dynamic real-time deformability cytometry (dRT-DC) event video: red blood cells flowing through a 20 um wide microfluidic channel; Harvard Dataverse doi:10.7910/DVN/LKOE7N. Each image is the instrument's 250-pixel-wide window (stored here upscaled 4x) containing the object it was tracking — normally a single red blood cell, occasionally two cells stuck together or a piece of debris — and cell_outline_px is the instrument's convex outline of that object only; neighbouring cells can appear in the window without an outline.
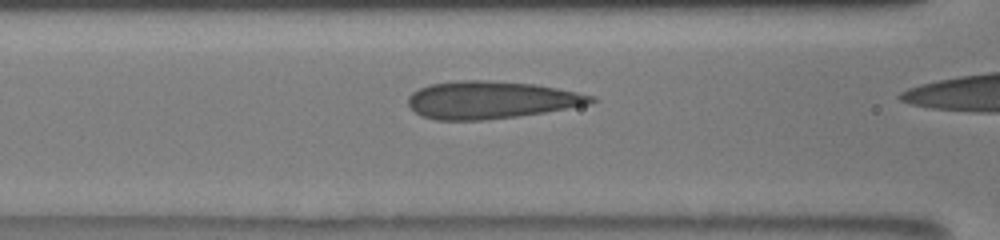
{"species": "human", "species_latin": "Homo sapiens", "temperature_condition": "room temperature", "stored_images_in_passage": 7, "camera_frame_rate_fps": 3000, "um_per_image_px": 0.085, "donor": {"sex": "male"}, "frame": {"image": 1, "passage_image": 5, "time_ms": 1.667, "image_size_px": [1000, 240], "cell_outline_px": [[596, 100], [588, 104], [544, 112], [516, 116], [484, 120], [436, 120], [420, 116], [408, 104], [408, 96], [412, 92], [428, 84], [456, 80], [488, 80], [536, 84], [576, 92], [592, 96]], "centroid_in_image_um": [41.66, 8.49], "position_along_channel_um": 124.9, "area_um2": 39.82}}